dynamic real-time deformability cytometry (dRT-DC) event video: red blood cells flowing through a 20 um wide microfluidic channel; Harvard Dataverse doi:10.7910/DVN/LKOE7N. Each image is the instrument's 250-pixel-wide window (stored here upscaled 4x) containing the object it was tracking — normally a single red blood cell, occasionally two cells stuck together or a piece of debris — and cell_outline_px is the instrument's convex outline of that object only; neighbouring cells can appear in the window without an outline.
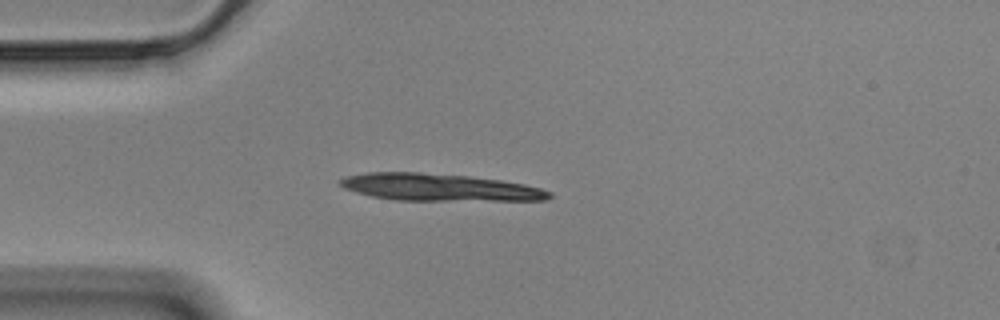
{"species": "Egyptian fruit bat (a non-hibernating species)", "species_latin": "Rousettus aegyptiacus", "temperature_condition": "cold", "stored_images_in_passage": 15, "camera_frame_rate_fps": 3000, "um_per_image_px": 0.085, "animal": {"sex": "male"}, "frame": {"image": 1, "passage_image": 13, "time_ms": 4.0, "image_size_px": [1000, 320], "cell_outline_px": [[552, 196], [544, 200], [396, 200], [372, 196], [356, 192], [344, 188], [340, 184], [340, 180], [348, 176], [368, 172], [420, 172], [468, 176], [500, 180], [524, 184], [540, 188], [552, 192]], "centroid_in_image_um": [37.35, 15.92], "position_along_channel_um": 47.6, "area_um2": 32.83}}